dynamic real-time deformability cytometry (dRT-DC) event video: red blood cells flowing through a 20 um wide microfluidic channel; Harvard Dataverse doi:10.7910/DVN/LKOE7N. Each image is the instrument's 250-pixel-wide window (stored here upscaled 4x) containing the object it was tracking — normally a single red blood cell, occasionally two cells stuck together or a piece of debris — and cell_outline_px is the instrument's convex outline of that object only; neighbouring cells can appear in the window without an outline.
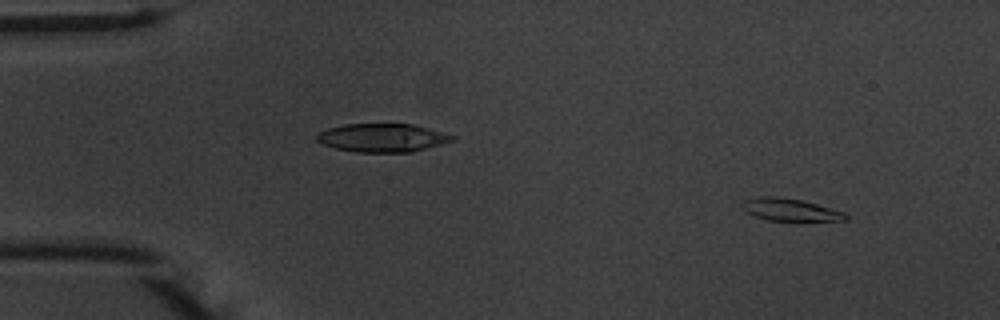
{"species": "common noctule bat (a hibernating species)", "species_latin": "Nyctalus noctula", "temperature_condition": "warm", "stored_images_in_passage": 55, "camera_frame_rate_fps": 3000, "um_per_image_px": 0.085, "animal": {"sex": "male", "body_mass_g": 20.1, "forearm_length_mm": 53.5}, "frame": {"image": 1, "passage_image": 5, "time_ms": 1.333, "image_size_px": [1000, 320], "cell_outline_px": [[848, 220], [768, 220], [744, 212], [740, 208], [740, 204], [744, 200], [760, 196], [776, 196], [800, 200], [816, 204], [844, 212], [848, 216]], "centroid_in_image_um": [67.08, 17.81], "position_along_channel_um": 17.9, "area_um2": 13.35}}
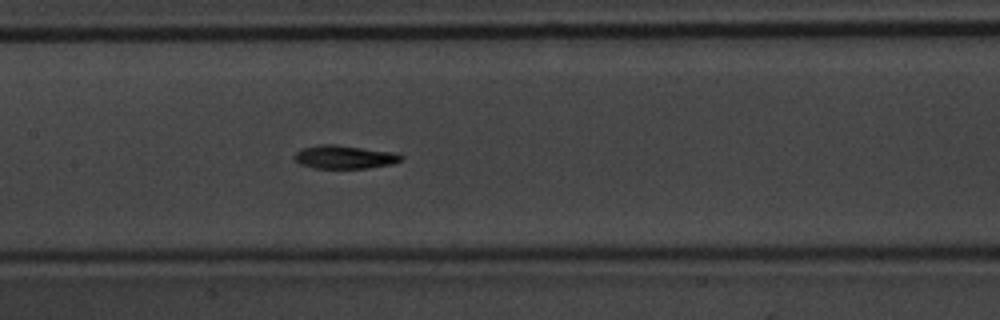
{"frame": {"image": 2, "passage_image": 26, "time_ms": 8.333, "image_size_px": [1000, 320], "cell_outline_px": [[404, 160], [392, 164], [364, 168], [312, 168], [300, 164], [292, 156], [300, 148], [316, 144], [336, 144], [388, 152], [404, 156]], "centroid_in_image_um": [29.2, 13.34], "position_along_channel_um": 178.2, "area_um2": 14.51}}
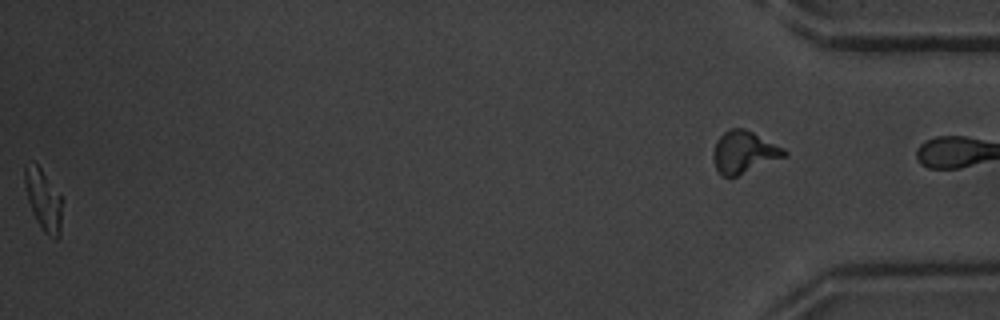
{"frame": {"image": 3, "passage_image": 54, "time_ms": 17.667, "image_size_px": [1000, 320], "cell_outline_px": [[60, 236], [56, 240], [52, 240], [44, 232], [36, 220], [32, 212], [28, 200], [24, 184], [24, 164], [32, 160], [40, 168], [60, 196]], "centroid_in_image_um": [3.64, 17.0], "position_along_channel_um": 431.6, "area_um2": 13.12}, "authors_computed_cell_mechanics": {"area_um2": 14.161, "velocity_mm_per_s": 3.7413, "shape_relaxation_time_tau1_ms": 3.3237, "shape_relaxation_time_tau2_ms": 11.2889, "deformation_change_tau1": 0.2146, "deformation_change_tau2": 0.18}}